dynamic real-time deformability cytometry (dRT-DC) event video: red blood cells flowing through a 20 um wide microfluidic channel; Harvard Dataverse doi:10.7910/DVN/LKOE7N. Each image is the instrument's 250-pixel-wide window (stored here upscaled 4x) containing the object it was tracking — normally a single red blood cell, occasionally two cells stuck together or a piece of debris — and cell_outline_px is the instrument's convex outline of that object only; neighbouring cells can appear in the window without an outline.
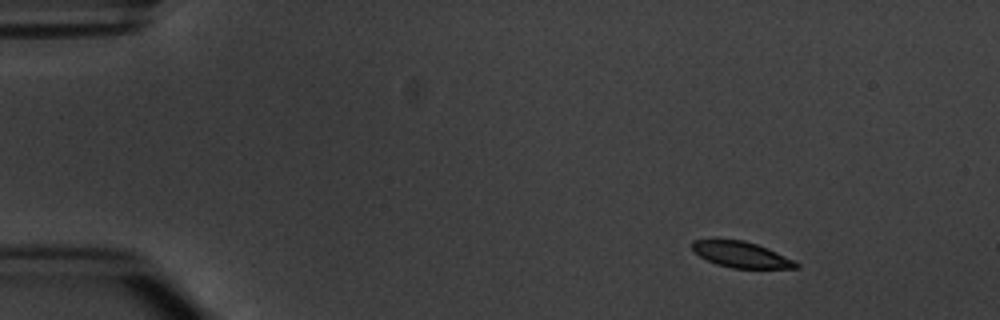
{"species": "common noctule bat (a hibernating species)", "species_latin": "Nyctalus noctula", "temperature_condition": "warm", "stored_images_in_passage": 4, "camera_frame_rate_fps": 3000, "um_per_image_px": 0.085, "animal": {"sex": "male", "body_mass_g": 20.1, "forearm_length_mm": 53.5}, "frame": {"image": 1, "passage_image": 2, "time_ms": 1.0, "image_size_px": [1000, 320], "cell_outline_px": [[800, 268], [732, 268], [716, 264], [692, 252], [692, 240], [712, 236], [744, 240], [768, 248], [800, 264]], "centroid_in_image_um": [62.89, 21.58], "position_along_channel_um": 22.1, "area_um2": 16.24}}